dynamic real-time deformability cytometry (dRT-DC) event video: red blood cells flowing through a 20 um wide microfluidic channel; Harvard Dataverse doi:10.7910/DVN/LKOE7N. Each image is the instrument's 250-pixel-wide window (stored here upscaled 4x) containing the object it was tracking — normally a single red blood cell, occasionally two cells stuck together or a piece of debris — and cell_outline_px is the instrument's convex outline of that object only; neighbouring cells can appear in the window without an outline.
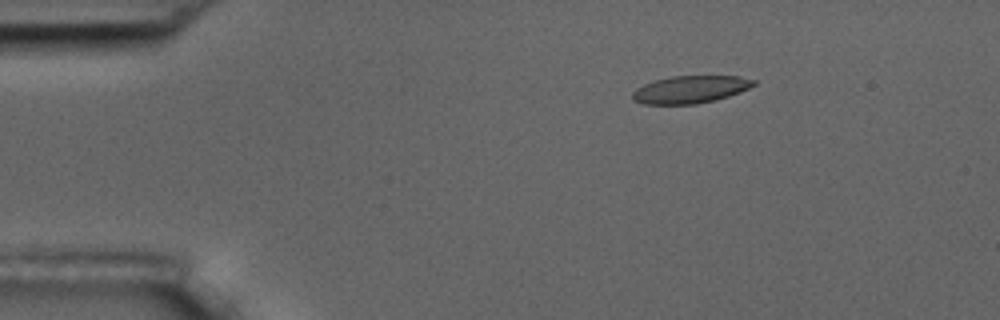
{"species": "common noctule bat (a hibernating species)", "species_latin": "Nyctalus noctula", "temperature_condition": "room temperature", "stored_images_in_passage": 15, "camera_frame_rate_fps": 3000, "um_per_image_px": 0.085, "animal": {"sex": "male", "body_mass_g": 17.5, "forearm_length_mm": 52.3}, "frame": {"image": 1, "passage_image": 3, "time_ms": 2.333, "image_size_px": [1000, 320], "cell_outline_px": [[756, 84], [740, 92], [716, 100], [696, 104], [644, 104], [632, 100], [632, 92], [636, 88], [644, 84], [656, 80], [672, 76], [740, 76], [756, 80]], "centroid_in_image_um": [58.67, 7.6], "position_along_channel_um": 26.3, "area_um2": 19.42}}
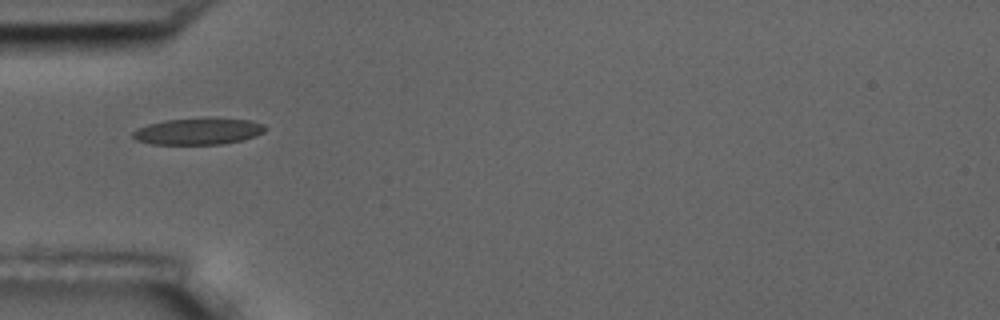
{"frame": {"image": 2, "passage_image": 5, "time_ms": 5.333, "image_size_px": [1000, 320], "cell_outline_px": [[268, 128], [264, 132], [256, 136], [244, 140], [220, 144], [152, 144], [136, 140], [132, 136], [132, 132], [136, 128], [148, 124], [164, 120], [252, 120], [264, 124]], "centroid_in_image_um": [16.84, 11.2], "position_along_channel_um": 68.2, "area_um2": 19.94}}
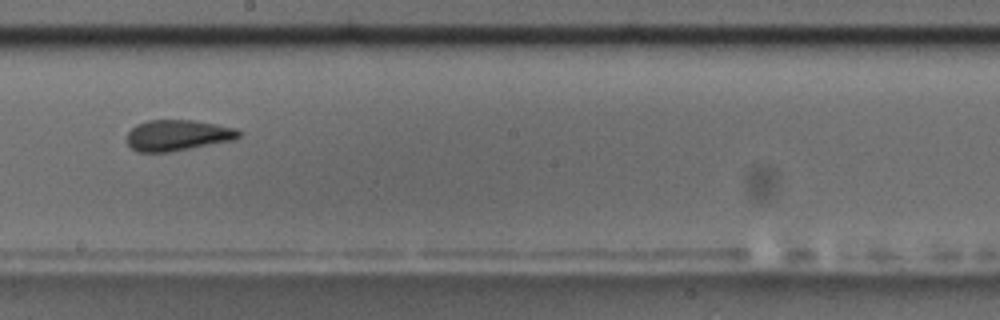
{"frame": {"image": 3, "passage_image": 9, "time_ms": 10.0, "image_size_px": [1000, 320], "cell_outline_px": [[240, 136], [232, 140], [168, 152], [136, 152], [128, 144], [128, 132], [136, 124], [148, 120], [192, 120], [216, 124], [236, 128], [240, 132]], "centroid_in_image_um": [15.07, 11.49], "position_along_channel_um": 233.1, "area_um2": 19.94}, "authors_computed_cell_mechanics": {"area_um2": 19.941, "velocity_mm_per_s": 3.5453, "shape_relaxation_time_tau1_ms": 7.4688, "shape_relaxation_time_tau2_ms": 1.4817, "deformation_change_tau1": 0.1553, "deformation_change_tau2": 0.0638}}